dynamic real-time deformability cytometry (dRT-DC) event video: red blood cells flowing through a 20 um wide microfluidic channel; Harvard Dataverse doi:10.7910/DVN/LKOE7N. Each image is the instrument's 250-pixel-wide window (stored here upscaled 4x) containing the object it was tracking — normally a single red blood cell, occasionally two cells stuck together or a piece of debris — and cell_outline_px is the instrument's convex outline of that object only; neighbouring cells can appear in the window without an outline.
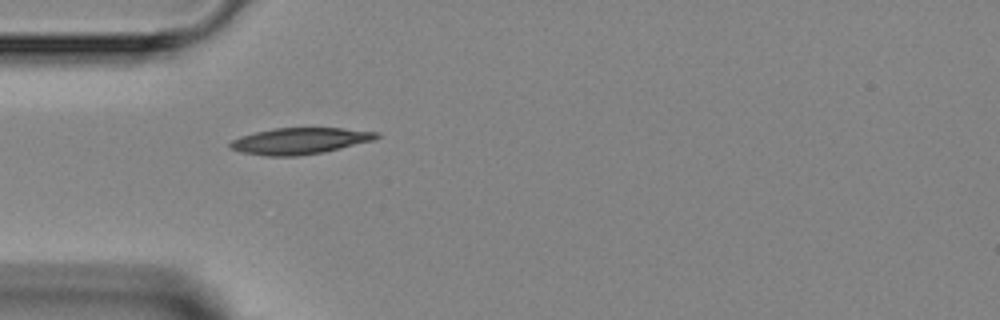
{"species": "Egyptian fruit bat (a non-hibernating species)", "species_latin": "Rousettus aegyptiacus", "temperature_condition": "room temperature", "stored_images_in_passage": 5, "camera_frame_rate_fps": 3000, "um_per_image_px": 0.085, "animal": {"sex": "female"}, "frame": {"image": 1, "passage_image": 5, "time_ms": 5.0, "image_size_px": [1000, 320], "cell_outline_px": [[380, 136], [376, 140], [324, 152], [296, 156], [268, 156], [240, 152], [232, 148], [228, 144], [232, 140], [240, 136], [272, 128], [344, 128], [380, 132]], "centroid_in_image_um": [25.53, 11.97], "position_along_channel_um": 59.5, "area_um2": 22.6}}